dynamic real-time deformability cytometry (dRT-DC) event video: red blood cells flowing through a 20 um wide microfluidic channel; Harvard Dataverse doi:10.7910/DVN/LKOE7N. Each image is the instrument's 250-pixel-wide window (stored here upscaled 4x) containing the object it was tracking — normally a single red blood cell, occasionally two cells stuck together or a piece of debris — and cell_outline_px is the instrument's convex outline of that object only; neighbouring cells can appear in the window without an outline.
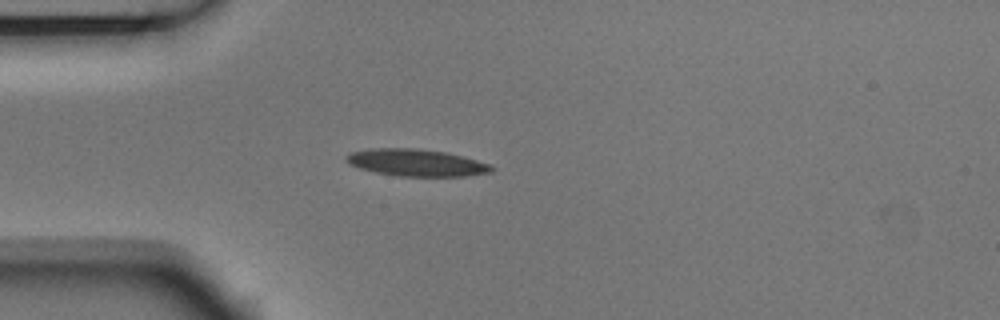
{"species": "Egyptian fruit bat (a non-hibernating species)", "species_latin": "Rousettus aegyptiacus", "temperature_condition": "room temperature", "stored_images_in_passage": 1, "camera_frame_rate_fps": 3000, "um_per_image_px": 0.085, "animal": {"sex": "male"}, "frame": {"image": 1, "passage_image": 1, "time_ms": 0.0, "image_size_px": [1000, 320], "cell_outline_px": [[496, 168], [492, 172], [464, 176], [400, 176], [376, 172], [360, 168], [348, 164], [344, 160], [344, 156], [348, 152], [372, 148], [416, 148], [444, 152], [492, 164]], "centroid_in_image_um": [35.35, 13.82], "position_along_channel_um": 49.6, "area_um2": 22.95}}